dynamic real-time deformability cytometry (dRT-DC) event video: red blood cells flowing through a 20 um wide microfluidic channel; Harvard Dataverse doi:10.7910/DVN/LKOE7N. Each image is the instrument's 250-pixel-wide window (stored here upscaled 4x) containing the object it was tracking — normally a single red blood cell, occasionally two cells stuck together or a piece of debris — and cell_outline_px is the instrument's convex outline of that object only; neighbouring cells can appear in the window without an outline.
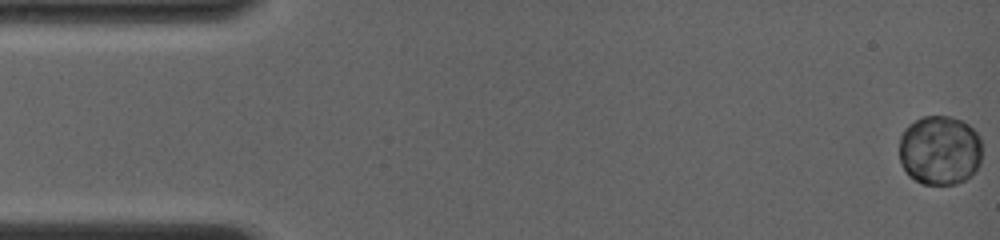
{"species": "common noctule bat (a hibernating species)", "species_latin": "Nyctalus noctula", "temperature_condition": "room temperature", "stored_images_in_passage": 56, "camera_frame_rate_fps": 4000, "um_per_image_px": 0.085, "animal": {"sex": "female", "body_mass_g": 19.0, "forearm_length_mm": 56.7}, "frame": {"image": 1, "passage_image": 1, "time_ms": 0.0, "image_size_px": [1000, 240], "cell_outline_px": [[980, 164], [972, 176], [956, 184], [924, 184], [908, 176], [900, 160], [900, 136], [904, 128], [908, 124], [924, 116], [948, 116], [960, 120], [968, 124], [976, 132], [980, 140]], "centroid_in_image_um": [79.87, 12.78], "position_along_channel_um": 5.1, "area_um2": 33.64}}
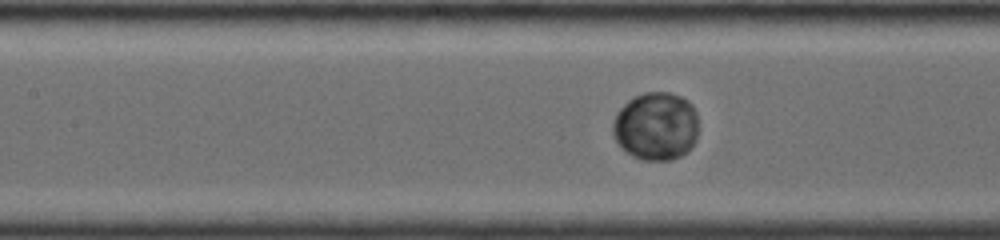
{"frame": {"image": 2, "passage_image": 22, "time_ms": 7.25, "image_size_px": [1000, 240], "cell_outline_px": [[696, 140], [680, 156], [668, 160], [644, 160], [632, 156], [616, 140], [612, 132], [612, 124], [616, 112], [632, 96], [644, 92], [668, 92], [680, 96], [688, 100], [692, 104], [696, 112]], "centroid_in_image_um": [55.73, 10.69], "position_along_channel_um": 151.7, "area_um2": 33.87}}
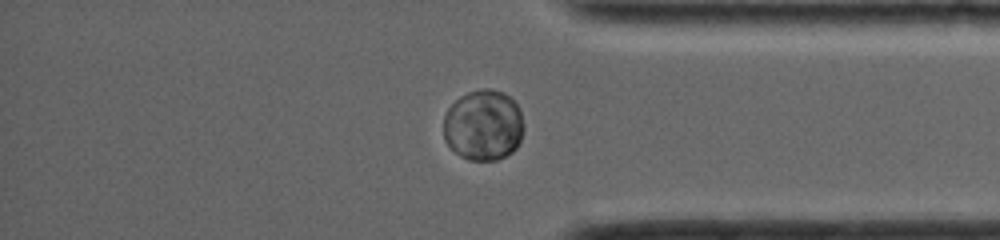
{"frame": {"image": 3, "passage_image": 49, "time_ms": 13.5, "image_size_px": [1000, 240], "cell_outline_px": [[524, 128], [520, 140], [516, 148], [512, 152], [496, 160], [468, 160], [460, 156], [444, 140], [444, 116], [448, 108], [460, 96], [468, 92], [480, 88], [492, 88], [504, 92], [520, 108], [524, 124]], "centroid_in_image_um": [41.1, 10.63], "position_along_channel_um": 394.1, "area_um2": 33.35}}